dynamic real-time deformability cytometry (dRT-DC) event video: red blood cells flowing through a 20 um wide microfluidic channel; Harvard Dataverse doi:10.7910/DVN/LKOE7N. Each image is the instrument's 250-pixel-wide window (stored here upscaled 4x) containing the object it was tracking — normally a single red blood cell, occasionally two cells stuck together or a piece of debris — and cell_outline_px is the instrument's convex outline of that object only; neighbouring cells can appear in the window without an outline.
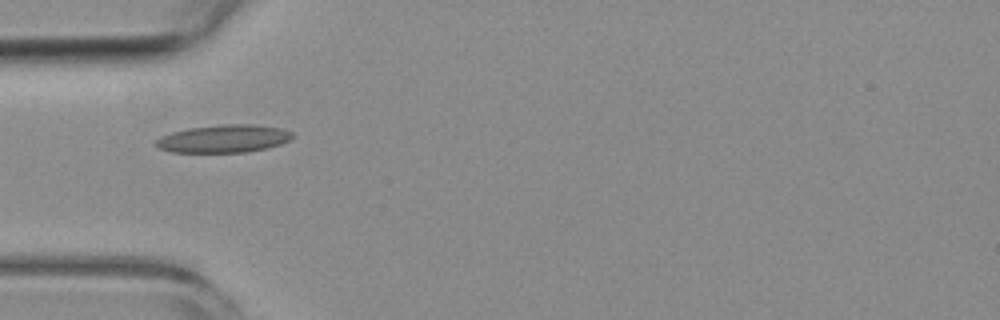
{"species": "common noctule bat (a hibernating species)", "species_latin": "Nyctalus noctula", "temperature_condition": "room temperature", "stored_images_in_passage": 8, "camera_frame_rate_fps": 3000, "um_per_image_px": 0.085, "animal": {"sex": "female", "body_mass_g": 19.3, "forearm_length_mm": 54.1}, "frame": {"image": 1, "passage_image": 3, "time_ms": 2.333, "image_size_px": [1000, 320], "cell_outline_px": [[292, 136], [288, 140], [280, 144], [264, 148], [244, 152], [172, 152], [160, 148], [156, 144], [156, 140], [160, 136], [172, 132], [192, 128], [220, 124], [252, 124], [280, 128], [292, 132]], "centroid_in_image_um": [19.0, 11.78], "position_along_channel_um": 66.0, "area_um2": 21.73}}
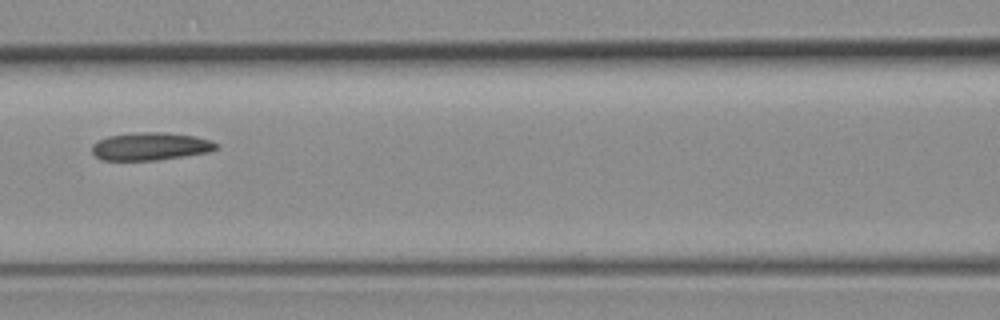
{"frame": {"image": 2, "passage_image": 5, "time_ms": 4.667, "image_size_px": [1000, 320], "cell_outline_px": [[220, 148], [208, 152], [184, 156], [156, 160], [100, 160], [92, 152], [92, 144], [108, 136], [140, 132], [164, 132], [196, 136], [212, 140], [220, 144]], "centroid_in_image_um": [12.84, 12.44], "position_along_channel_um": 153.8, "area_um2": 20.23}}
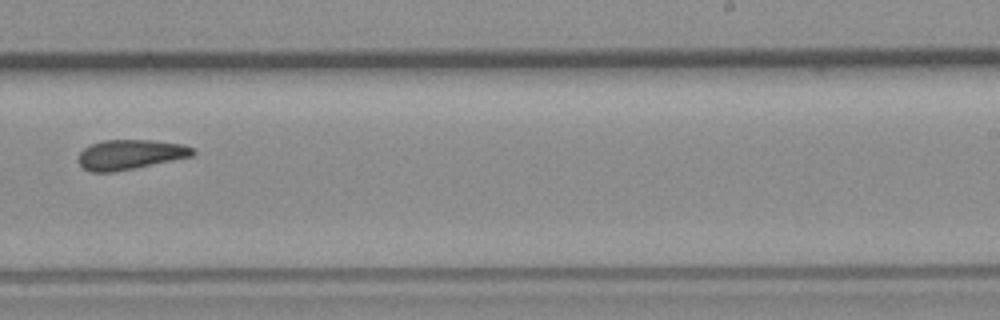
{"frame": {"image": 3, "passage_image": 8, "time_ms": 8.0, "image_size_px": [1000, 320], "cell_outline_px": [[196, 152], [192, 156], [112, 172], [92, 172], [84, 168], [76, 160], [80, 152], [84, 148], [92, 144], [104, 140], [152, 140], [184, 144], [196, 148]], "centroid_in_image_um": [11.07, 13.12], "position_along_channel_um": 277.9, "area_um2": 19.77}}